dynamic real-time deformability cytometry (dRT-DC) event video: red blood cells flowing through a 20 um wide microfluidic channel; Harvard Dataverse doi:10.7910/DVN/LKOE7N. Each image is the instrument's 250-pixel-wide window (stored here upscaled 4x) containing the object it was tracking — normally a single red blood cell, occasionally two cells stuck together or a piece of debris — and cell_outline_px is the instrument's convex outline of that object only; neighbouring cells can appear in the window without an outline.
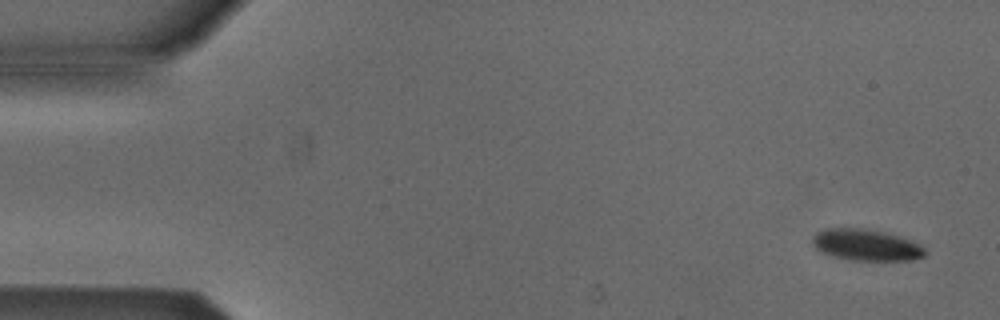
{"species": "Egyptian fruit bat (a non-hibernating species)", "species_latin": "Rousettus aegyptiacus", "temperature_condition": "cold", "stored_images_in_passage": 6, "camera_frame_rate_fps": 3000, "um_per_image_px": 0.085, "animal": {"sex": "male"}, "frame": {"image": 1, "passage_image": 1, "time_ms": 0.0, "image_size_px": [1000, 320], "cell_outline_px": [[928, 252], [924, 256], [912, 260], [848, 260], [832, 256], [820, 252], [812, 244], [812, 236], [816, 232], [824, 228], [864, 228], [884, 232], [900, 236], [920, 244]], "centroid_in_image_um": [73.6, 20.82], "position_along_channel_um": 11.4, "area_um2": 20.87}}
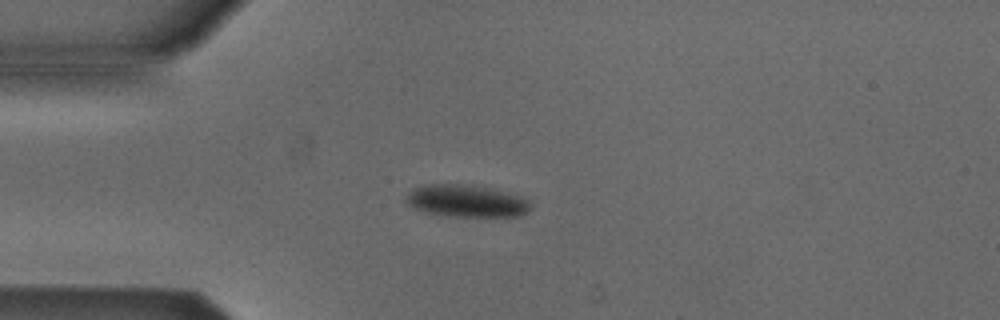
{"frame": {"image": 2, "passage_image": 4, "time_ms": 3.667, "image_size_px": [1000, 320], "cell_outline_px": [[532, 208], [528, 212], [520, 216], [448, 216], [424, 212], [412, 208], [404, 200], [404, 196], [412, 188], [424, 184], [472, 184], [492, 188], [524, 196], [532, 204]], "centroid_in_image_um": [39.64, 17.07], "position_along_channel_um": 45.4, "area_um2": 24.04}}
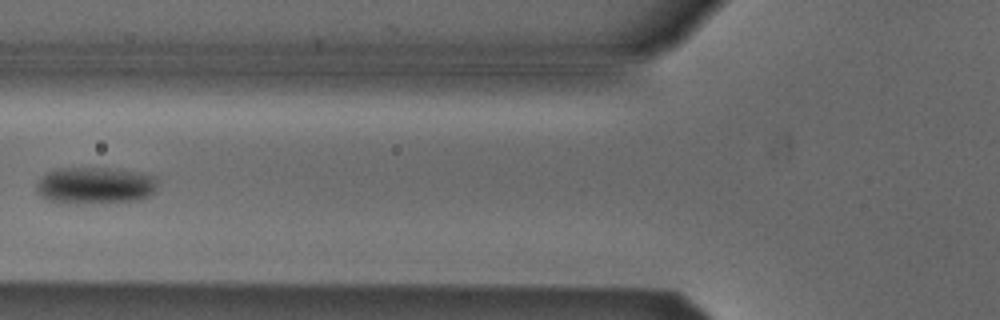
{"frame": {"image": 3, "passage_image": 6, "time_ms": 6.0, "image_size_px": [1000, 320], "cell_outline_px": [[160, 184], [156, 192], [140, 200], [60, 204], [48, 200], [40, 196], [36, 192], [36, 184], [48, 172], [60, 168], [104, 168], [140, 172], [156, 176], [160, 180]], "centroid_in_image_um": [8.14, 15.77], "position_along_channel_um": 117.7, "area_um2": 26.36}}